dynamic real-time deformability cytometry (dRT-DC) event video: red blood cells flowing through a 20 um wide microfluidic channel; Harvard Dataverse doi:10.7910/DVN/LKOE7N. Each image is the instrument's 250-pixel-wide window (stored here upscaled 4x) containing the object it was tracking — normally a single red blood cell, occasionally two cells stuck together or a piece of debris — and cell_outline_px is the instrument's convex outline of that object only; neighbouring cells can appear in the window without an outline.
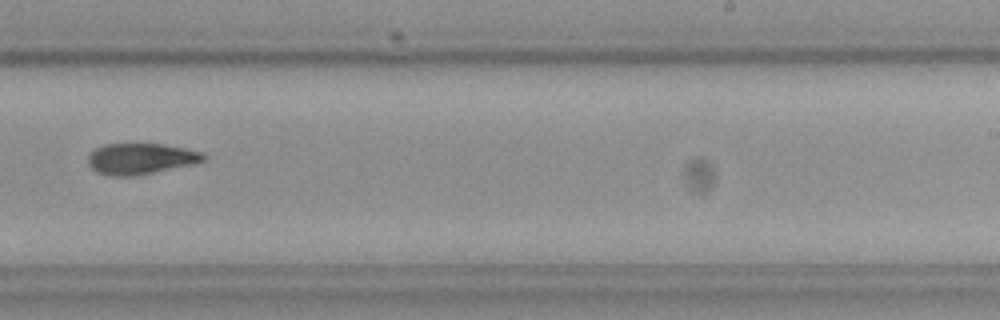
{"species": "Egyptian fruit bat (a non-hibernating species)", "species_latin": "Rousettus aegyptiacus", "temperature_condition": "cold", "stored_images_in_passage": 12, "camera_frame_rate_fps": 3000, "um_per_image_px": 0.085, "frame": {"image": 1, "passage_image": 12, "time_ms": 14.0, "image_size_px": [1000, 320], "cell_outline_px": [[208, 160], [192, 164], [136, 176], [112, 176], [96, 172], [88, 164], [88, 156], [96, 148], [104, 144], [164, 144], [204, 152], [208, 156]], "centroid_in_image_um": [12.0, 13.49], "position_along_channel_um": 277.0, "area_um2": 20.98}}